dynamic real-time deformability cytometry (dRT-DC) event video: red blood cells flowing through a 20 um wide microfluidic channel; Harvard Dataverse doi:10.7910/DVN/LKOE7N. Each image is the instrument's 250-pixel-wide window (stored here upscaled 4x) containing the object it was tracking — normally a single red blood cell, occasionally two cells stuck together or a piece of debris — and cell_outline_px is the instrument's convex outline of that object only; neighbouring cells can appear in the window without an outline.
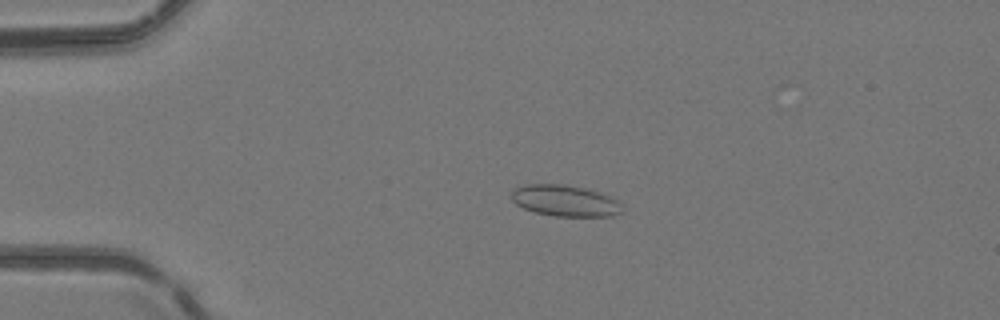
{"species": "common noctule bat (a hibernating species)", "species_latin": "Nyctalus noctula", "temperature_condition": "room temperature", "stored_images_in_passage": 42, "camera_frame_rate_fps": 3000, "um_per_image_px": 0.085, "animal": {"sex": "female", "body_mass_g": 24.6, "forearm_length_mm": 56.2}, "frame": {"image": 1, "passage_image": 10, "time_ms": 3.0, "image_size_px": [1000, 320], "cell_outline_px": [[620, 212], [612, 216], [556, 216], [536, 212], [524, 208], [516, 204], [512, 200], [512, 192], [516, 188], [524, 184], [564, 184], [588, 188], [600, 192], [616, 200], [620, 204]], "centroid_in_image_um": [48.01, 17.04], "position_along_channel_um": 37.0, "area_um2": 20.0}}
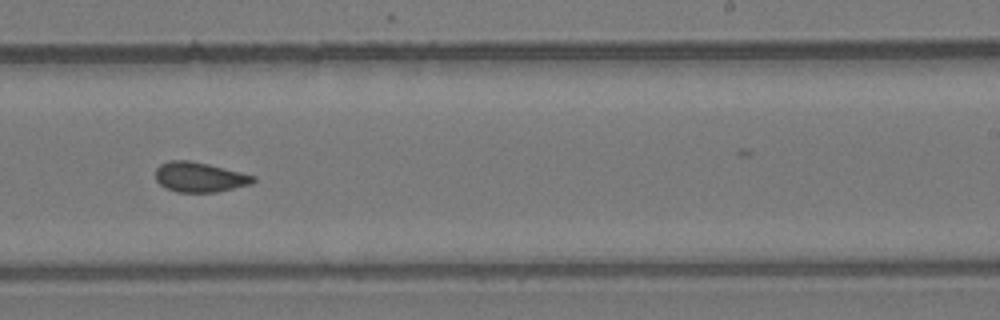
{"frame": {"image": 2, "passage_image": 30, "time_ms": 9.667, "image_size_px": [1000, 320], "cell_outline_px": [[256, 180], [252, 184], [216, 192], [176, 192], [164, 188], [156, 180], [156, 168], [160, 164], [168, 160], [188, 160], [208, 164], [256, 176]], "centroid_in_image_um": [16.95, 15.06], "position_along_channel_um": 272.1, "area_um2": 17.11}}
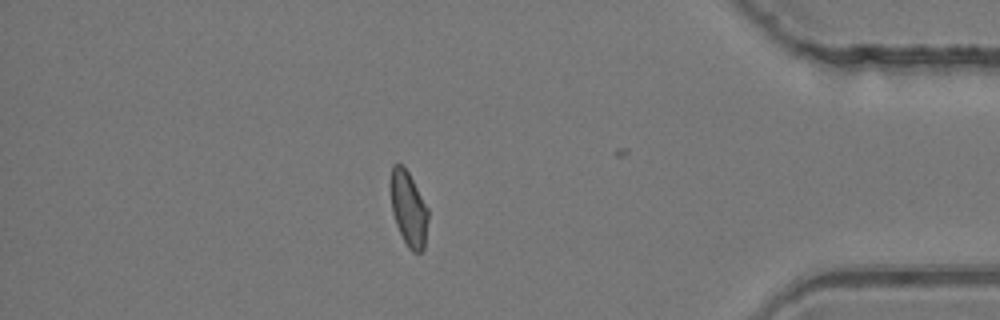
{"frame": {"image": 3, "passage_image": 42, "time_ms": 13.667, "image_size_px": [1000, 320], "cell_outline_px": [[428, 220], [424, 248], [420, 252], [412, 252], [408, 248], [396, 224], [392, 212], [388, 184], [392, 164], [404, 164], [428, 208]], "centroid_in_image_um": [34.69, 17.68], "position_along_channel_um": 400.5, "area_um2": 16.76}, "authors_computed_cell_mechanics": {"area_um2": 17.4267, "velocity_mm_per_s": 4.158, "shape_relaxation_time_tau1_ms": null, "shape_relaxation_time_tau2_ms": 1.5372, "deformation_change_tau1": null, "deformation_change_tau2": 0.0642}}